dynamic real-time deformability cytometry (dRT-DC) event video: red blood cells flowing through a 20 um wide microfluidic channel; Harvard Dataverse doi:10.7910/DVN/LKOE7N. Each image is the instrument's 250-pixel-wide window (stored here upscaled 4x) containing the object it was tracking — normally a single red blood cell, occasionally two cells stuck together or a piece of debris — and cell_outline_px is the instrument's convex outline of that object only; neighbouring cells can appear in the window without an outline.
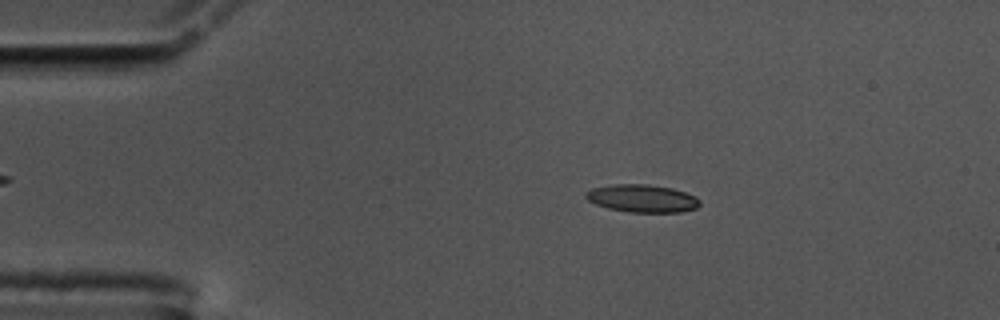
{"species": "common noctule bat (a hibernating species)", "species_latin": "Nyctalus noctula", "temperature_condition": "cold", "stored_images_in_passage": 51, "camera_frame_rate_fps": 3000, "um_per_image_px": 0.085, "animal": {"sex": "male", "body_mass_g": 17.5, "forearm_length_mm": 52.3}, "frame": {"image": 1, "passage_image": 10, "time_ms": 3.0, "image_size_px": [1000, 320], "cell_outline_px": [[700, 204], [696, 208], [680, 212], [628, 212], [608, 208], [596, 204], [588, 200], [584, 196], [584, 192], [592, 188], [612, 184], [648, 184], [672, 188], [696, 196], [700, 200]], "centroid_in_image_um": [54.57, 16.86], "position_along_channel_um": 30.4, "area_um2": 18.5}}
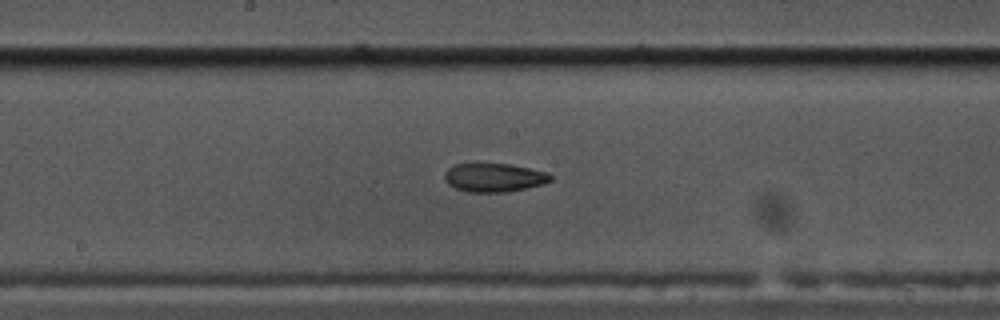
{"frame": {"image": 2, "passage_image": 29, "time_ms": 9.333, "image_size_px": [1000, 320], "cell_outline_px": [[552, 180], [544, 184], [508, 192], [468, 192], [456, 188], [448, 184], [444, 180], [444, 172], [452, 164], [512, 164], [548, 172], [552, 176]], "centroid_in_image_um": [42.0, 15.09], "position_along_channel_um": 206.2, "area_um2": 17.86}}
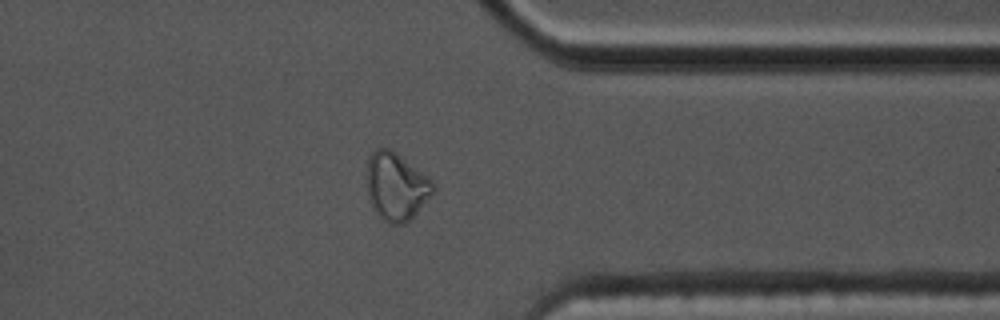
{"frame": {"image": 3, "passage_image": 44, "time_ms": 14.333, "image_size_px": [1000, 320], "cell_outline_px": [[436, 188], [416, 212], [404, 224], [392, 224], [384, 220], [376, 212], [372, 204], [368, 192], [368, 156], [376, 148], [388, 148], [432, 180], [436, 184]], "centroid_in_image_um": [33.68, 15.85], "position_along_channel_um": 377.7, "area_um2": 25.26}, "authors_computed_cell_mechanics": {"area_um2": 18.0336, "velocity_mm_per_s": 3.5541, "shape_relaxation_time_tau1_ms": null, "shape_relaxation_time_tau2_ms": 4.5659, "deformation_change_tau1": null, "deformation_change_tau2": 0.1171}}